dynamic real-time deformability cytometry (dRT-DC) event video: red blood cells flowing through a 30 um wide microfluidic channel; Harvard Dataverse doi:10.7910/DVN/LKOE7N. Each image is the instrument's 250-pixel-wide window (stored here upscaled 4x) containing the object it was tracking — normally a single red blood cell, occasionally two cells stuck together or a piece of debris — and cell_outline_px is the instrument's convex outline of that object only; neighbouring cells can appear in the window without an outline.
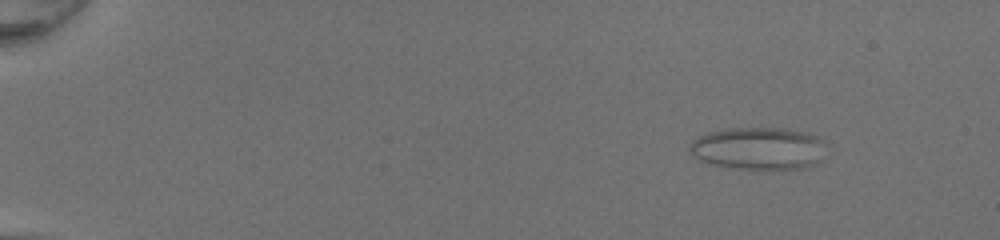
{"species": "common noctule bat (a hibernating species)", "species_latin": "Nyctalus noctula", "temperature_condition": "room temperature", "stored_images_in_passage": 50, "camera_frame_rate_fps": 3000, "um_per_image_px": 0.085, "animal": {"sex": "female", "body_mass_g": 20.0, "forearm_length_mm": 54.0}, "frame": {"image": 1, "passage_image": 7, "time_ms": 2.0, "image_size_px": [1000, 240], "cell_outline_px": [[824, 144], [820, 160], [816, 164], [804, 168], [728, 168], [708, 164], [692, 156], [688, 152], [688, 144], [692, 140], [708, 132], [732, 128], [788, 128], [808, 132], [820, 136], [824, 140]], "centroid_in_image_um": [64.44, 12.6], "position_along_channel_um": 20.6, "area_um2": 34.1}}
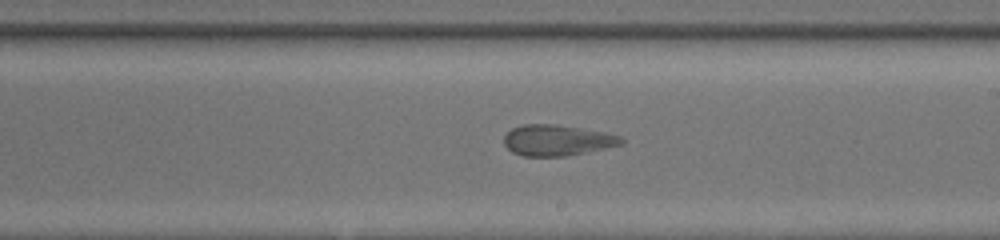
{"frame": {"image": 2, "passage_image": 32, "time_ms": 10.333, "image_size_px": [1000, 240], "cell_outline_px": [[624, 144], [568, 156], [520, 156], [512, 152], [504, 144], [504, 136], [512, 128], [524, 124], [556, 124], [600, 132], [620, 136], [624, 140]], "centroid_in_image_um": [47.32, 11.93], "position_along_channel_um": 241.7, "area_um2": 20.98}}
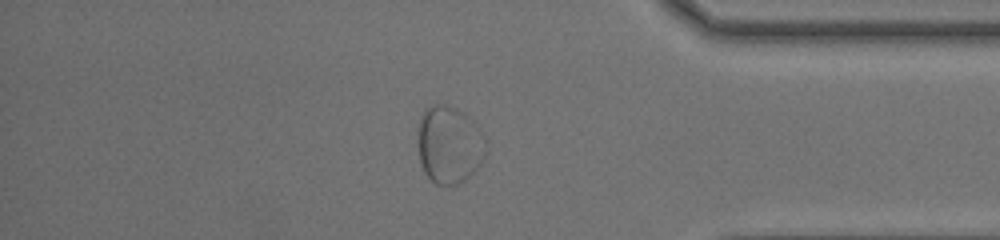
{"frame": {"image": 3, "passage_image": 44, "time_ms": 14.333, "image_size_px": [1000, 240], "cell_outline_px": [[488, 140], [484, 156], [480, 164], [464, 180], [456, 184], [436, 184], [424, 172], [420, 164], [420, 116], [424, 108], [432, 104], [444, 104], [456, 108], [464, 112], [480, 128]], "centroid_in_image_um": [38.22, 12.26], "position_along_channel_um": 397.0, "area_um2": 30.63}}